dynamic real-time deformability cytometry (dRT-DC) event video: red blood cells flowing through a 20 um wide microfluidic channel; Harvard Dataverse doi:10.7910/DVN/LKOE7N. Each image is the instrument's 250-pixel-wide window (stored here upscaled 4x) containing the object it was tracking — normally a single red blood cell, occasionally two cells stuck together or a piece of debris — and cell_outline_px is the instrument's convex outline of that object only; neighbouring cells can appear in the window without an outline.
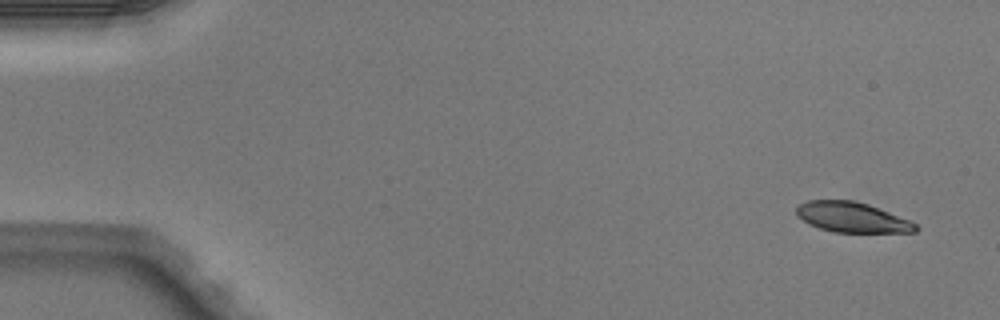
{"species": "Egyptian fruit bat (a non-hibernating species)", "species_latin": "Rousettus aegyptiacus", "temperature_condition": "warm", "stored_images_in_passage": 5, "camera_frame_rate_fps": 3000, "um_per_image_px": 0.085, "animal": {"sex": "male"}, "frame": {"image": 1, "passage_image": 1, "time_ms": 0.0, "image_size_px": [1000, 320], "cell_outline_px": [[920, 228], [916, 232], [832, 232], [808, 224], [796, 212], [796, 208], [800, 204], [808, 200], [852, 200], [868, 204], [908, 220], [916, 224]], "centroid_in_image_um": [72.42, 18.47], "position_along_channel_um": 12.6, "area_um2": 20.69}}
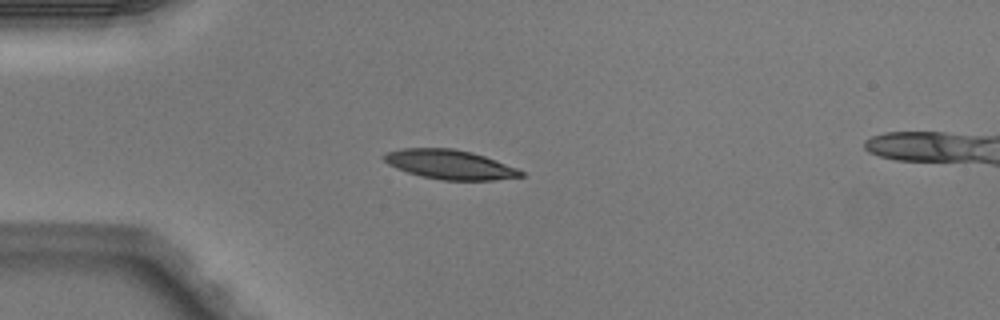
{"frame": {"image": 2, "passage_image": 4, "time_ms": 1.0, "image_size_px": [1000, 320], "cell_outline_px": [[524, 176], [492, 180], [440, 180], [408, 172], [396, 168], [388, 164], [380, 156], [388, 152], [400, 148], [452, 148], [472, 152], [484, 156], [516, 168], [524, 172]], "centroid_in_image_um": [38.2, 13.97], "position_along_channel_um": 46.8, "area_um2": 23.24}}